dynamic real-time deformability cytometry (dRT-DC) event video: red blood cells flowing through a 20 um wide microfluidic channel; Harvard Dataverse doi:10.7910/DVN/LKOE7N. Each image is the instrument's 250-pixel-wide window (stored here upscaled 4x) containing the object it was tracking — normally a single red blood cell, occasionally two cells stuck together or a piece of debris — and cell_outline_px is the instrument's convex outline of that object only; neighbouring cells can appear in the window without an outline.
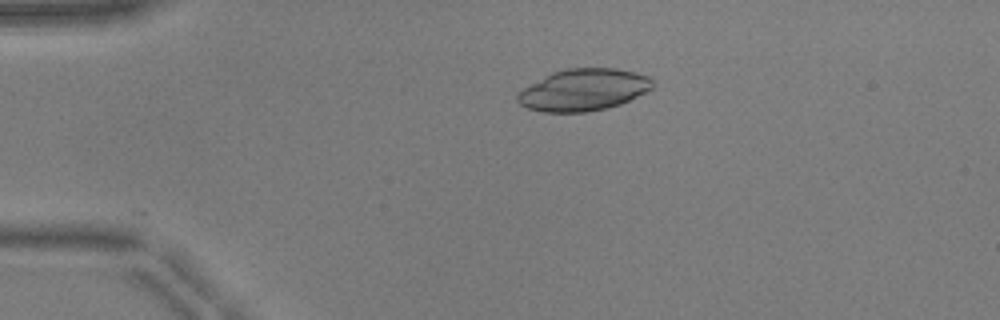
{"species": "common noctule bat (a hibernating species)", "species_latin": "Nyctalus noctula", "temperature_condition": "warm", "stored_images_in_passage": 12, "camera_frame_rate_fps": 3000, "um_per_image_px": 0.085, "animal": {"sex": "male", "body_mass_g": 17.9, "forearm_length_mm": 54.2}, "frame": {"image": 1, "passage_image": 1, "time_ms": 0.0, "image_size_px": [1000, 320], "cell_outline_px": [[652, 88], [620, 104], [604, 108], [584, 112], [544, 112], [528, 108], [520, 104], [516, 100], [516, 96], [524, 88], [552, 72], [568, 68], [612, 68], [636, 72], [648, 76], [652, 80]], "centroid_in_image_um": [49.58, 7.63], "position_along_channel_um": 35.4, "area_um2": 32.48}}
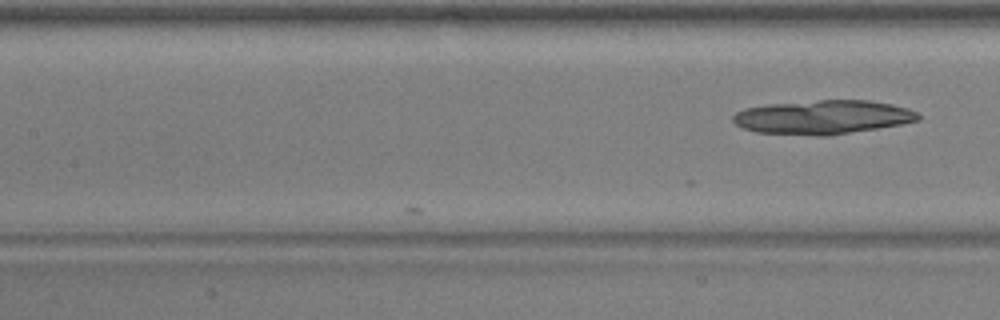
{"frame": {"image": 2, "passage_image": 12, "time_ms": 3.667, "image_size_px": [1000, 320], "cell_outline_px": [[920, 120], [900, 124], [828, 136], [816, 136], [756, 132], [744, 128], [736, 124], [732, 120], [732, 116], [736, 112], [744, 108], [772, 104], [820, 100], [868, 100], [892, 104], [908, 108], [920, 112]], "centroid_in_image_um": [69.96, 9.96], "position_along_channel_um": 137.4, "area_um2": 36.59}}